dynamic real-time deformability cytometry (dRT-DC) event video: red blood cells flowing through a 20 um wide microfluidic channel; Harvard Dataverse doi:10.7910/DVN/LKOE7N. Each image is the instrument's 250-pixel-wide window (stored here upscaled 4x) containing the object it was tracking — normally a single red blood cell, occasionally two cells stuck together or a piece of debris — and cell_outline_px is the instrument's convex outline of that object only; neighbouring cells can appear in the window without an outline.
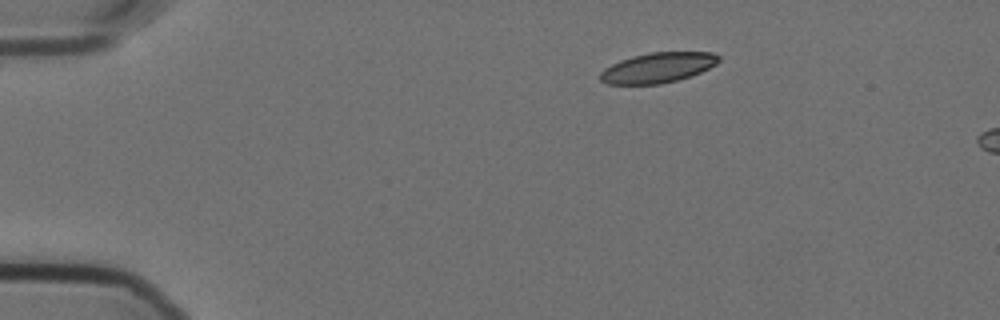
{"species": "Egyptian fruit bat (a non-hibernating species)", "species_latin": "Rousettus aegyptiacus", "temperature_condition": "cold", "stored_images_in_passage": 6, "camera_frame_rate_fps": 3000, "um_per_image_px": 0.085, "animal": {"sex": "female"}, "frame": {"image": 1, "passage_image": 1, "time_ms": 0.0, "image_size_px": [1000, 320], "cell_outline_px": [[720, 60], [716, 64], [700, 72], [676, 80], [660, 84], [608, 84], [600, 80], [600, 72], [604, 68], [620, 60], [632, 56], [652, 52], [712, 52], [720, 56]], "centroid_in_image_um": [55.9, 5.74], "position_along_channel_um": 29.1, "area_um2": 20.69}}